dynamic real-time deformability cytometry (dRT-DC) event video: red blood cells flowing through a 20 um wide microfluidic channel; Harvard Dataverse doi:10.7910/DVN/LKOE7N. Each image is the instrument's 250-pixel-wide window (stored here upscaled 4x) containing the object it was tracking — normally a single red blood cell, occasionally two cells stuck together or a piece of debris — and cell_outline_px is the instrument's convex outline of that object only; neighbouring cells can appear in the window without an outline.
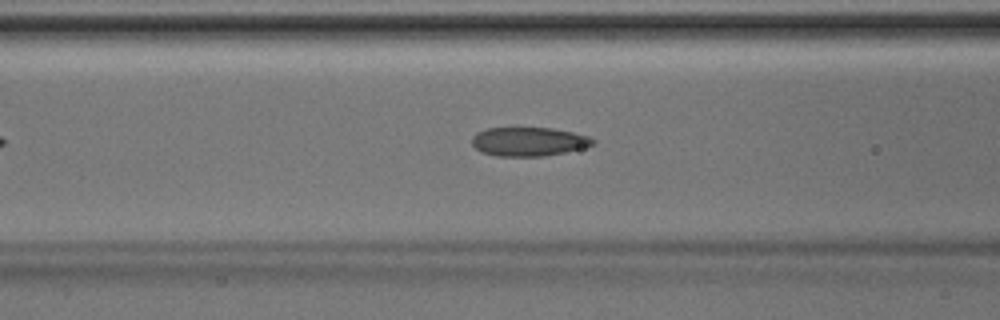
{"species": "Egyptian fruit bat (a non-hibernating species)", "species_latin": "Rousettus aegyptiacus", "temperature_condition": "room temperature", "stored_images_in_passage": 41, "camera_frame_rate_fps": 3000, "um_per_image_px": 0.085, "animal": {"sex": "male"}, "frame": {"image": 1, "passage_image": 13, "time_ms": 4.0, "image_size_px": [1000, 320], "cell_outline_px": [[596, 144], [564, 152], [544, 156], [496, 156], [484, 152], [476, 148], [472, 144], [472, 136], [476, 132], [484, 128], [552, 128], [572, 132], [588, 136], [596, 140]], "centroid_in_image_um": [44.93, 12.03], "position_along_channel_um": 121.7, "area_um2": 20.29}}
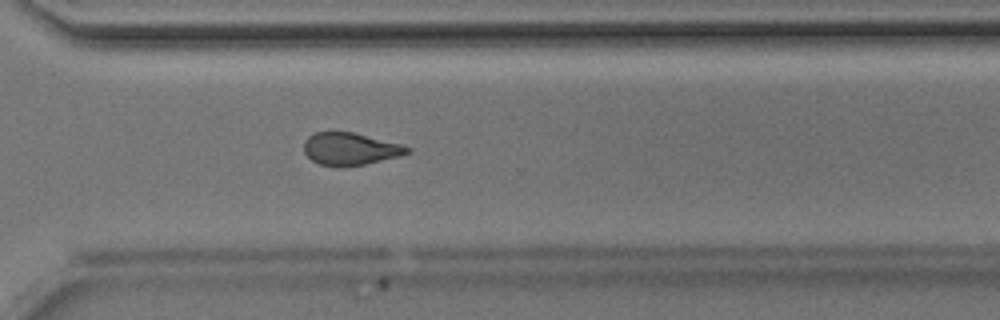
{"frame": {"image": 2, "passage_image": 28, "time_ms": 9.0, "image_size_px": [1000, 320], "cell_outline_px": [[412, 152], [400, 156], [364, 164], [344, 168], [340, 168], [320, 164], [312, 160], [304, 152], [304, 140], [308, 136], [316, 132], [352, 132], [400, 144], [412, 148]], "centroid_in_image_um": [29.76, 12.67], "position_along_channel_um": 340.8, "area_um2": 19.59}}
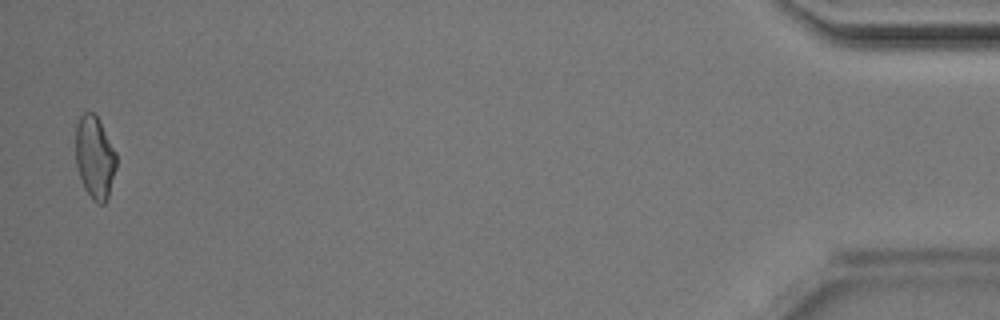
{"frame": {"image": 3, "passage_image": 40, "time_ms": 13.0, "image_size_px": [1000, 320], "cell_outline_px": [[116, 168], [108, 196], [104, 204], [100, 204], [92, 200], [84, 188], [76, 164], [76, 124], [80, 116], [84, 112], [92, 112], [100, 120], [116, 152]], "centroid_in_image_um": [8.06, 13.37], "position_along_channel_um": 427.1, "area_um2": 19.59}}